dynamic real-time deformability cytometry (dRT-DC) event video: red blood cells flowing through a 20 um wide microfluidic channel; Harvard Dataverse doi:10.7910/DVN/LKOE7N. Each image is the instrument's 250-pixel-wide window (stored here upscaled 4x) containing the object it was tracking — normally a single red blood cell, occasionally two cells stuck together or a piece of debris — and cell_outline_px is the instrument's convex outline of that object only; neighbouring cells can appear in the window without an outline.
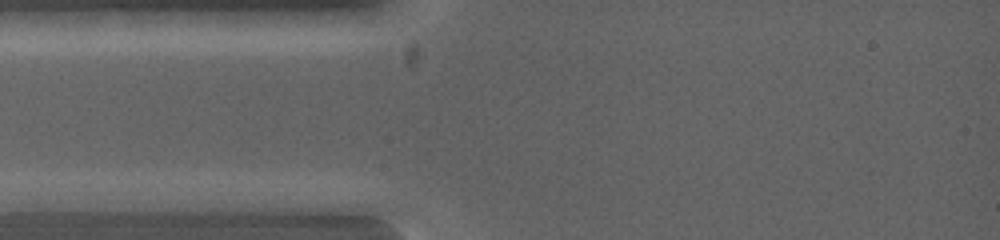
{"species": "common noctule bat (a hibernating species)", "species_latin": "Nyctalus noctula", "temperature_condition": "warm", "stored_images_in_passage": 5, "camera_frame_rate_fps": 5000, "um_per_image_px": 0.085, "animal": {"sex": "female", "body_mass_g": 19.0, "forearm_length_mm": 53.3}, "frame": {"image": 1, "passage_image": 1, "time_ms": 0.0, "image_size_px": [1000, 240], "cell_outline_px": [[308, 200], [300, 216], [292, 216], [172, 208], [148, 200], [156, 192], [288, 192]], "centroid_in_image_um": [19.95, 17.18], "position_along_channel_um": 65.1, "area_um2": 20.92}}